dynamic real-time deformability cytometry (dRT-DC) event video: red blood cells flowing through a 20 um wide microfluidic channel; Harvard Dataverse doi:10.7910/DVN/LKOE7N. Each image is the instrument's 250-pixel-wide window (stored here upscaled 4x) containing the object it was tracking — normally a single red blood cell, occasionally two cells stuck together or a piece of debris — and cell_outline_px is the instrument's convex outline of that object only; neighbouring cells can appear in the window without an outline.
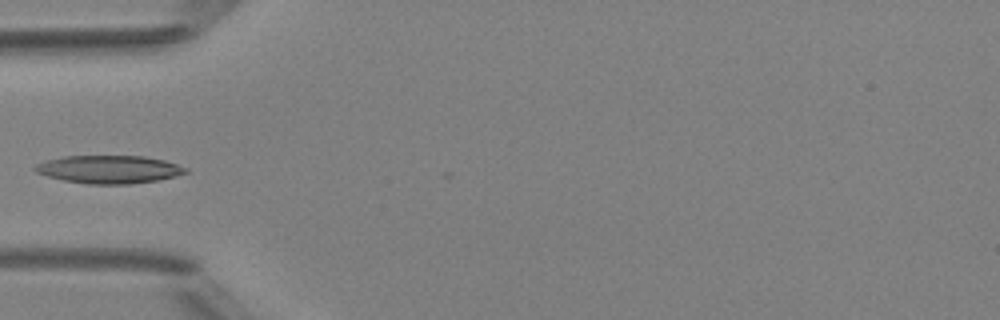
{"species": "Egyptian fruit bat (a non-hibernating species)", "species_latin": "Rousettus aegyptiacus", "temperature_condition": "room temperature", "stored_images_in_passage": 33, "camera_frame_rate_fps": 3000, "um_per_image_px": 0.085, "animal": {"sex": "female"}, "frame": {"image": 1, "passage_image": 1, "time_ms": 0.0, "image_size_px": [1000, 320], "cell_outline_px": [[188, 172], [176, 176], [156, 180], [128, 184], [88, 184], [64, 180], [48, 176], [36, 172], [32, 168], [36, 164], [48, 160], [64, 156], [144, 156], [164, 160], [188, 168]], "centroid_in_image_um": [9.27, 14.39], "position_along_channel_um": 75.7, "area_um2": 24.39}}
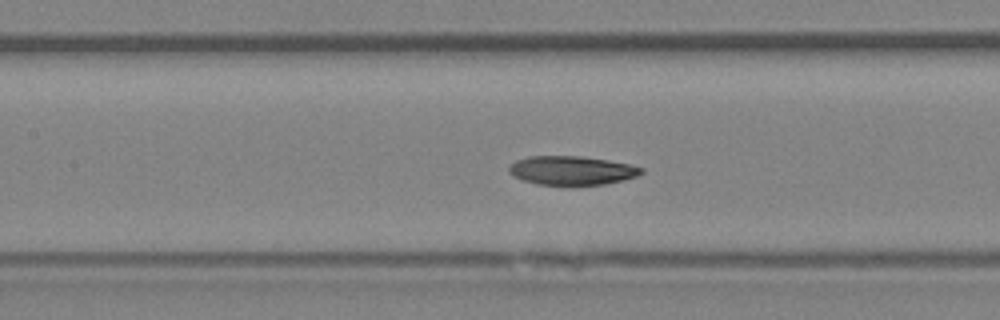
{"frame": {"image": 2, "passage_image": 7, "time_ms": 2.0, "image_size_px": [1000, 320], "cell_outline_px": [[644, 172], [636, 176], [624, 180], [604, 184], [572, 188], [536, 184], [512, 176], [508, 172], [508, 168], [516, 160], [528, 156], [580, 156], [608, 160], [628, 164], [644, 168]], "centroid_in_image_um": [48.59, 14.53], "position_along_channel_um": 158.8, "area_um2": 23.06}}
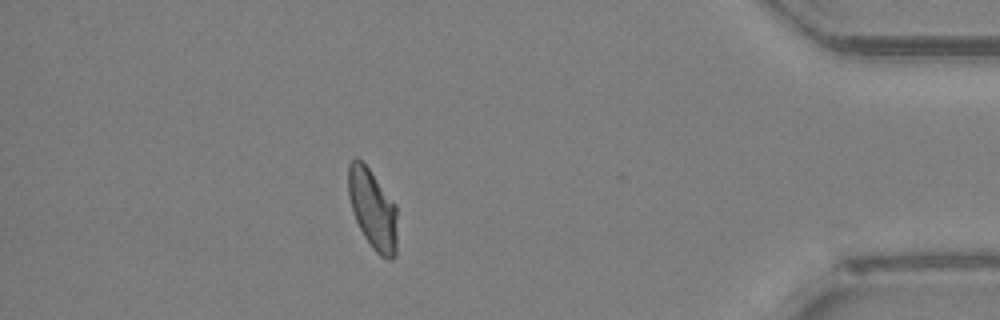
{"frame": {"image": 3, "passage_image": 28, "time_ms": 9.0, "image_size_px": [1000, 320], "cell_outline_px": [[396, 256], [392, 260], [388, 260], [380, 256], [372, 248], [364, 236], [356, 220], [348, 196], [348, 164], [356, 156], [368, 168], [396, 204]], "centroid_in_image_um": [31.68, 17.8], "position_along_channel_um": 403.5, "area_um2": 22.72}}